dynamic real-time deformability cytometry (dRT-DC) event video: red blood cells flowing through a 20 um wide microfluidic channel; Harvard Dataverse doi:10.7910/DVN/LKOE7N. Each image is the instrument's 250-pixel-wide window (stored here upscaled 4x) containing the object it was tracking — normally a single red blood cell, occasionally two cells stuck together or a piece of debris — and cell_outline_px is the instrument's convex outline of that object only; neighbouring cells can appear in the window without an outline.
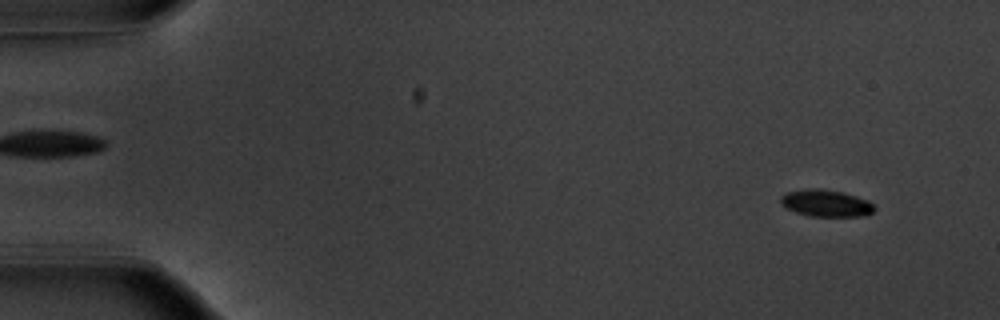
{"species": "common noctule bat (a hibernating species)", "species_latin": "Nyctalus noctula", "temperature_condition": "warm", "stored_images_in_passage": 54, "camera_frame_rate_fps": 3000, "um_per_image_px": 0.085, "animal": {"sex": "male", "body_mass_g": 20.1, "forearm_length_mm": 53.5}, "frame": {"image": 1, "passage_image": 4, "time_ms": 1.0, "image_size_px": [1000, 320], "cell_outline_px": [[876, 208], [872, 212], [860, 216], [808, 216], [796, 212], [780, 204], [780, 196], [784, 192], [812, 188], [820, 188], [840, 192], [856, 196], [868, 200]], "centroid_in_image_um": [70.17, 17.26], "position_along_channel_um": 14.8, "area_um2": 14.62}}
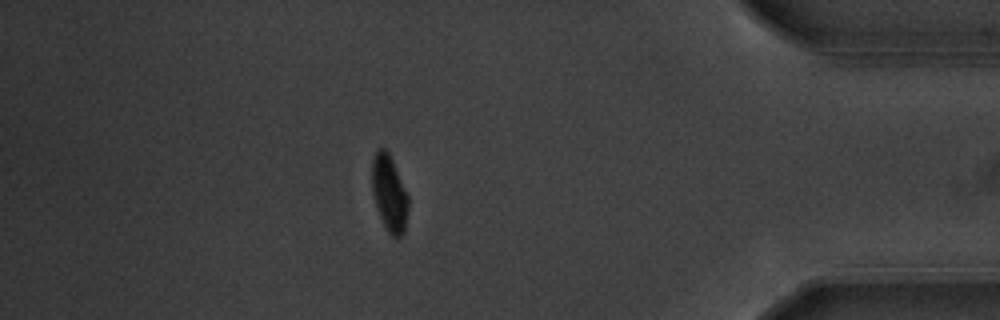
{"frame": {"image": 2, "passage_image": 47, "time_ms": 15.333, "image_size_px": [1000, 320], "cell_outline_px": [[408, 208], [404, 232], [400, 236], [392, 236], [388, 232], [380, 216], [372, 192], [372, 156], [376, 148], [384, 148], [388, 152], [392, 160], [408, 196]], "centroid_in_image_um": [33.07, 16.39], "position_along_channel_um": 402.1, "area_um2": 15.9}}
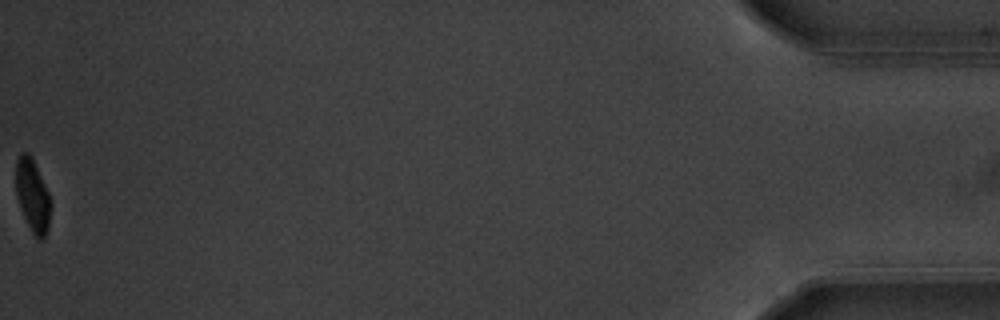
{"frame": {"image": 3, "passage_image": 54, "time_ms": 17.667, "image_size_px": [1000, 320], "cell_outline_px": [[52, 208], [48, 232], [44, 240], [40, 240], [32, 232], [20, 208], [16, 192], [16, 160], [20, 152], [28, 152], [52, 200]], "centroid_in_image_um": [2.8, 16.68], "position_along_channel_um": 432.4, "area_um2": 14.8}, "authors_computed_cell_mechanics": {"area_um2": 16.0684, "velocity_mm_per_s": 3.7991, "shape_relaxation_time_tau1_ms": 2.1049, "shape_relaxation_time_tau2_ms": null, "deformation_change_tau1": 0.1174, "deformation_change_tau2": null}}